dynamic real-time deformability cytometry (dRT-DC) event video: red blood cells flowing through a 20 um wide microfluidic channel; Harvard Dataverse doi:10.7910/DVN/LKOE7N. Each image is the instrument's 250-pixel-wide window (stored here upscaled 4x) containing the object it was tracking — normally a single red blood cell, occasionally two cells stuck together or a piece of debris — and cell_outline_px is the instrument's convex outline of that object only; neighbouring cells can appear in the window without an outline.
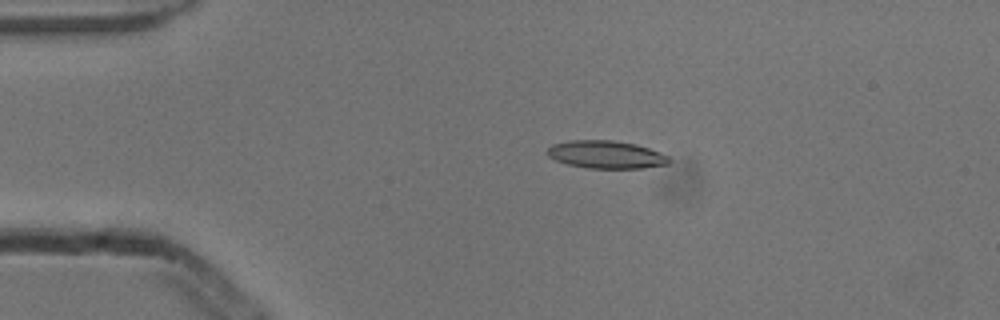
{"species": "common noctule bat (a hibernating species)", "species_latin": "Nyctalus noctula", "temperature_condition": "cold", "stored_images_in_passage": 5, "camera_frame_rate_fps": 3000, "um_per_image_px": 0.085, "animal": {"sex": "male", "body_mass_g": 13.3}, "frame": {"image": 1, "passage_image": 2, "time_ms": 0.333, "image_size_px": [1000, 320], "cell_outline_px": [[672, 160], [668, 164], [644, 168], [588, 168], [568, 164], [556, 160], [548, 156], [548, 148], [552, 144], [568, 140], [612, 140], [636, 144], [660, 152], [668, 156]], "centroid_in_image_um": [51.54, 13.13], "position_along_channel_um": 33.5, "area_um2": 19.71}}
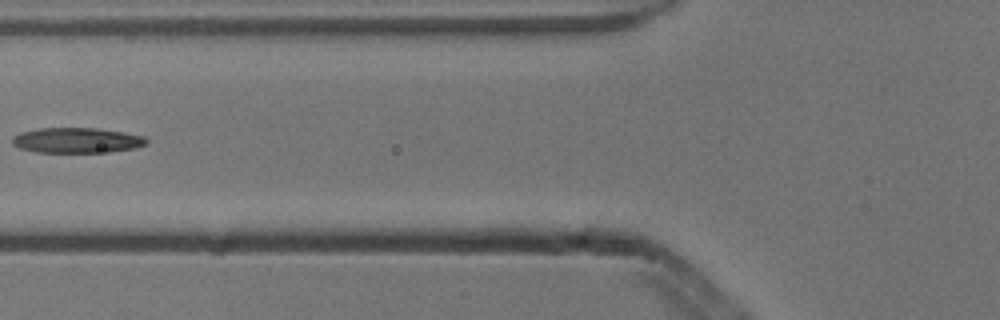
{"frame": {"image": 2, "passage_image": 4, "time_ms": 1.0, "image_size_px": [1000, 320], "cell_outline_px": [[148, 140], [144, 144], [136, 148], [108, 152], [36, 152], [20, 148], [12, 144], [12, 136], [20, 132], [36, 128], [96, 128], [124, 132], [144, 136]], "centroid_in_image_um": [6.5, 11.92], "position_along_channel_um": 119.3, "area_um2": 19.83}}
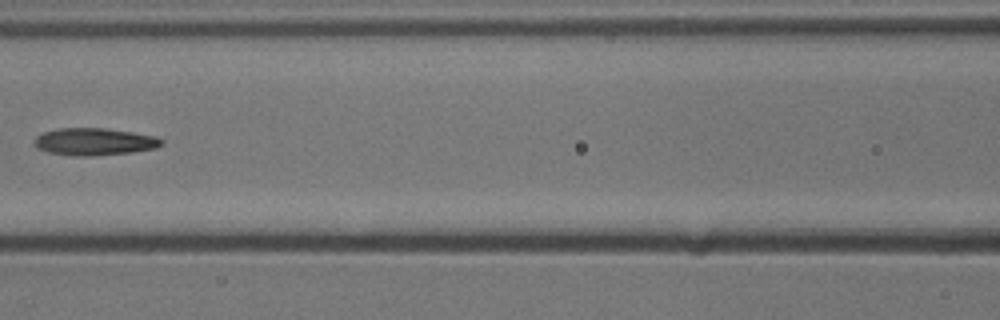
{"frame": {"image": 3, "passage_image": 5, "time_ms": 1.333, "image_size_px": [1000, 320], "cell_outline_px": [[164, 144], [156, 148], [132, 152], [92, 156], [72, 156], [48, 152], [36, 148], [32, 144], [36, 136], [44, 132], [60, 128], [104, 128], [132, 132], [156, 136], [164, 140]], "centroid_in_image_um": [8.01, 12.05], "position_along_channel_um": 158.6, "area_um2": 20.4}}